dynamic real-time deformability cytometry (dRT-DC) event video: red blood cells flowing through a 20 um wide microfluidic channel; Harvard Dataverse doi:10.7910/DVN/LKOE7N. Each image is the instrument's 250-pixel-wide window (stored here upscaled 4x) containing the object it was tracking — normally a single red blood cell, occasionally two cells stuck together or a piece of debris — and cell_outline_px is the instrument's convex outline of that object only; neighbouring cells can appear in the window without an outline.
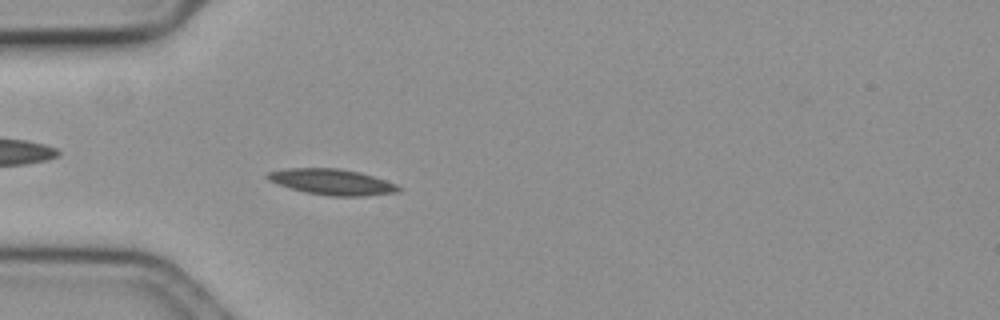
{"species": "common noctule bat (a hibernating species)", "species_latin": "Nyctalus noctula", "temperature_condition": "cold", "stored_images_in_passage": 59, "camera_frame_rate_fps": 3000, "um_per_image_px": 0.085, "animal": {"sex": "female", "body_mass_g": 19.3, "forearm_length_mm": 54.1}, "frame": {"image": 1, "passage_image": 18, "time_ms": 5.667, "image_size_px": [1000, 320], "cell_outline_px": [[404, 188], [400, 192], [364, 196], [328, 196], [304, 192], [268, 180], [264, 176], [268, 172], [284, 168], [340, 168], [360, 172], [396, 184]], "centroid_in_image_um": [28.24, 15.46], "position_along_channel_um": 56.8, "area_um2": 19.83}}
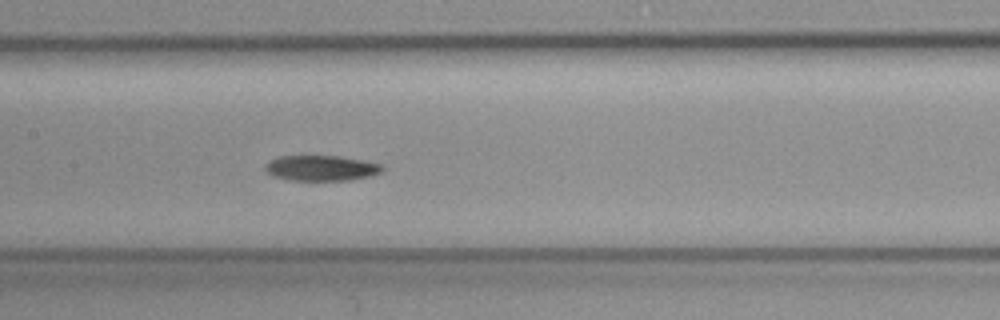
{"frame": {"image": 2, "passage_image": 29, "time_ms": 9.333, "image_size_px": [1000, 320], "cell_outline_px": [[384, 168], [380, 172], [368, 176], [352, 180], [288, 180], [272, 176], [264, 168], [264, 164], [280, 156], [340, 156], [364, 160], [384, 164]], "centroid_in_image_um": [27.32, 14.28], "position_along_channel_um": 180.1, "area_um2": 17.4}}
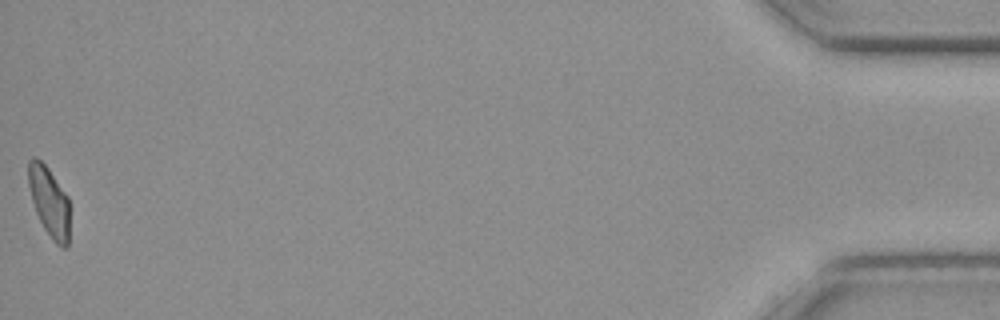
{"frame": {"image": 3, "passage_image": 59, "time_ms": 19.333, "image_size_px": [1000, 320], "cell_outline_px": [[68, 248], [60, 248], [52, 240], [44, 228], [36, 212], [32, 200], [28, 184], [28, 160], [32, 156], [36, 156], [48, 168], [68, 196]], "centroid_in_image_um": [4.17, 17.13], "position_along_channel_um": 431.0, "area_um2": 16.76}, "authors_computed_cell_mechanics": {"area_um2": 17.6868, "velocity_mm_per_s": 3.5358, "shape_relaxation_time_tau1_ms": 4.8972, "shape_relaxation_time_tau2_ms": null, "deformation_change_tau1": 0.1152, "deformation_change_tau2": null}}